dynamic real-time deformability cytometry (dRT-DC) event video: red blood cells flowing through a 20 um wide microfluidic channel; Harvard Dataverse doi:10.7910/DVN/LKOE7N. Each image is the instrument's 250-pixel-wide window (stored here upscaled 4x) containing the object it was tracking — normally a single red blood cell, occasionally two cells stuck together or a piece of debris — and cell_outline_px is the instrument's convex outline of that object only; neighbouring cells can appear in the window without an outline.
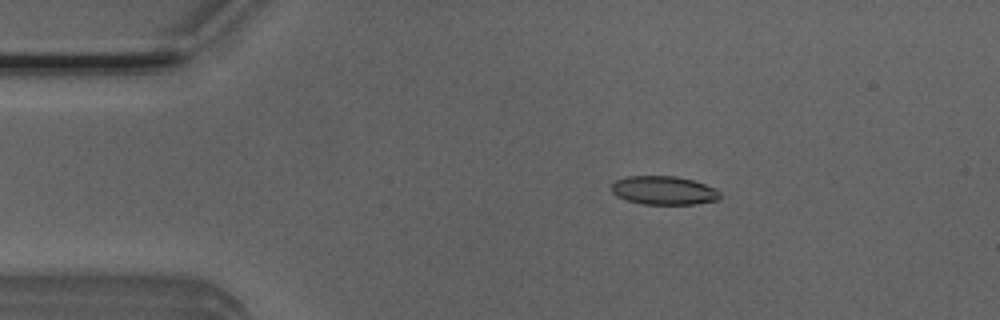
{"species": "Egyptian fruit bat (a non-hibernating species)", "species_latin": "Rousettus aegyptiacus", "temperature_condition": "room temperature", "stored_images_in_passage": 51, "camera_frame_rate_fps": 3000, "um_per_image_px": 0.085, "animal": {"sex": "male"}, "frame": {"image": 1, "passage_image": 9, "time_ms": 2.667, "image_size_px": [1000, 320], "cell_outline_px": [[720, 196], [716, 200], [696, 204], [640, 204], [616, 196], [612, 192], [612, 184], [616, 180], [628, 176], [676, 176], [692, 180], [716, 188], [720, 192]], "centroid_in_image_um": [56.41, 16.18], "position_along_channel_um": 28.6, "area_um2": 18.03}}
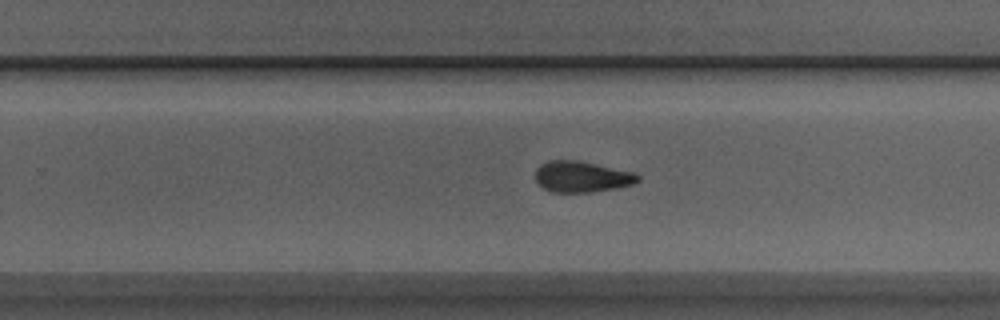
{"frame": {"image": 2, "passage_image": 32, "time_ms": 10.333, "image_size_px": [1000, 320], "cell_outline_px": [[640, 180], [632, 184], [616, 188], [592, 192], [552, 192], [536, 184], [536, 168], [540, 164], [548, 160], [580, 160], [636, 172], [640, 176]], "centroid_in_image_um": [49.46, 15.01], "position_along_channel_um": 280.3, "area_um2": 18.84}}
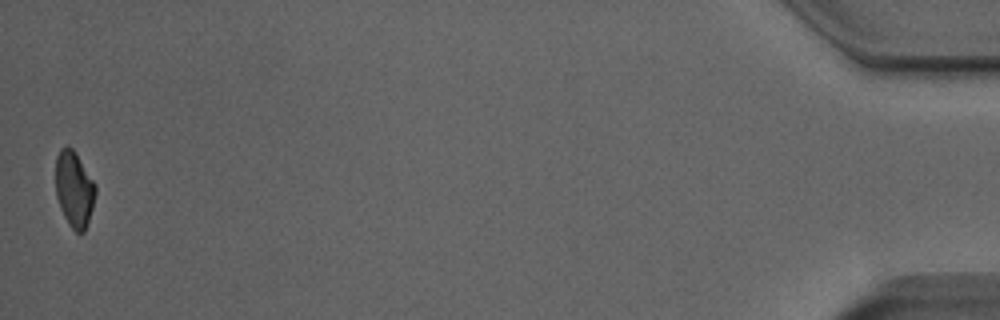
{"frame": {"image": 3, "passage_image": 51, "time_ms": 16.667, "image_size_px": [1000, 320], "cell_outline_px": [[96, 192], [92, 208], [84, 232], [76, 232], [68, 224], [60, 208], [56, 196], [56, 156], [60, 148], [72, 148], [96, 184]], "centroid_in_image_um": [6.3, 16.09], "position_along_channel_um": 428.9, "area_um2": 17.4}, "authors_computed_cell_mechanics": {"area_um2": 18.785, "velocity_mm_per_s": 3.9589, "shape_relaxation_time_tau1_ms": 4.7086, "shape_relaxation_time_tau2_ms": 3.2335, "deformation_change_tau1": 0.1673, "deformation_change_tau2": 0.1022}}